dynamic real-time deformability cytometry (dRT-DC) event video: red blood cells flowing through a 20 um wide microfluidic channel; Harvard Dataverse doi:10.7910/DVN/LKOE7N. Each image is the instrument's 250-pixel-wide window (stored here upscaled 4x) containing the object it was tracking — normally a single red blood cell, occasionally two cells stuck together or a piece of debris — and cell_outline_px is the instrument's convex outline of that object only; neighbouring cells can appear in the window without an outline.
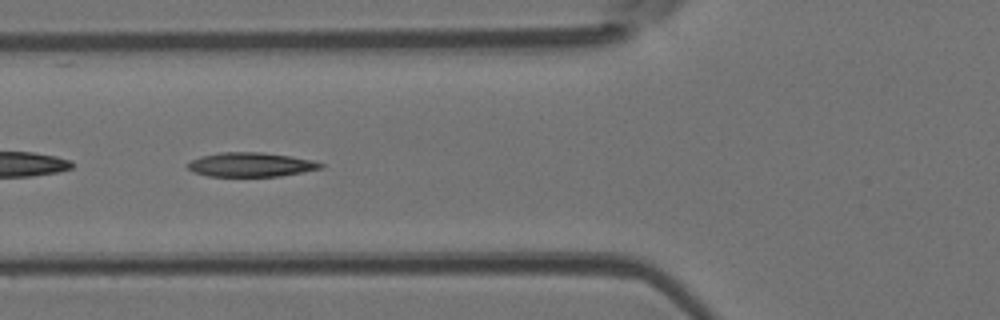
{"species": "Egyptian fruit bat (a non-hibernating species)", "species_latin": "Rousettus aegyptiacus", "temperature_condition": "room temperature", "stored_images_in_passage": 51, "camera_frame_rate_fps": 3000, "um_per_image_px": 0.085, "animal": {"sex": "female"}, "frame": {"image": 1, "passage_image": 19, "time_ms": 6.0, "image_size_px": [1000, 320], "cell_outline_px": [[324, 168], [304, 172], [280, 176], [208, 176], [192, 172], [188, 168], [188, 164], [192, 160], [200, 156], [220, 152], [264, 152], [292, 156], [312, 160], [324, 164]], "centroid_in_image_um": [21.35, 13.99], "position_along_channel_um": 104.5, "area_um2": 18.9}}
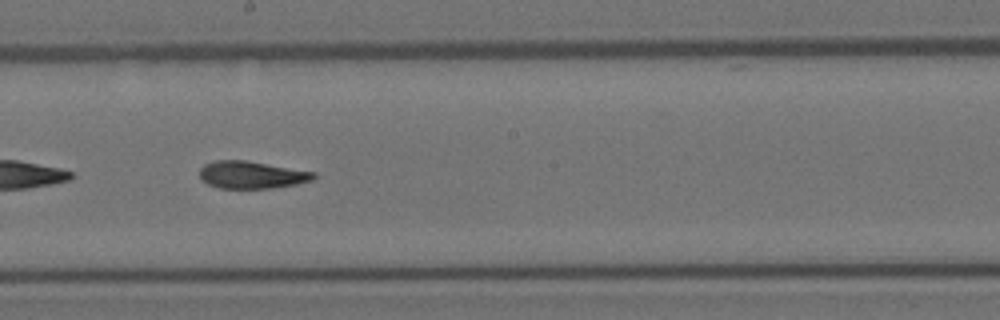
{"frame": {"image": 2, "passage_image": 28, "time_ms": 9.0, "image_size_px": [1000, 320], "cell_outline_px": [[316, 176], [312, 180], [296, 184], [272, 188], [220, 188], [208, 184], [200, 176], [200, 168], [204, 164], [216, 160], [244, 160], [316, 172]], "centroid_in_image_um": [21.39, 14.86], "position_along_channel_um": 226.8, "area_um2": 18.03}}
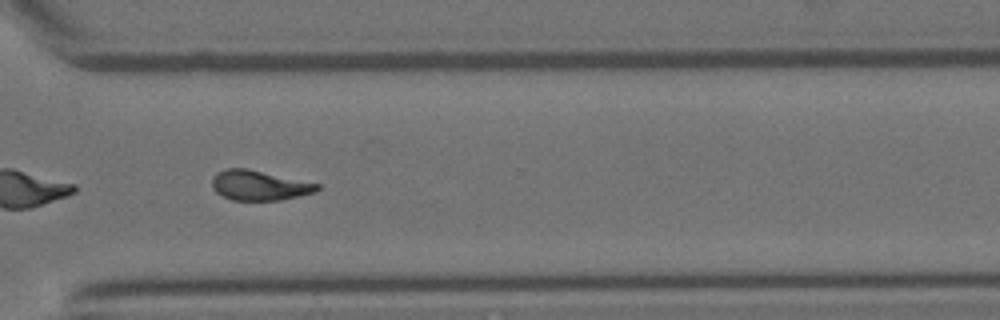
{"frame": {"image": 3, "passage_image": 37, "time_ms": 12.0, "image_size_px": [1000, 320], "cell_outline_px": [[320, 188], [316, 192], [280, 200], [232, 200], [216, 192], [212, 188], [212, 176], [216, 172], [224, 168], [248, 168], [320, 184]], "centroid_in_image_um": [22.01, 15.74], "position_along_channel_um": 348.6, "area_um2": 18.44}}